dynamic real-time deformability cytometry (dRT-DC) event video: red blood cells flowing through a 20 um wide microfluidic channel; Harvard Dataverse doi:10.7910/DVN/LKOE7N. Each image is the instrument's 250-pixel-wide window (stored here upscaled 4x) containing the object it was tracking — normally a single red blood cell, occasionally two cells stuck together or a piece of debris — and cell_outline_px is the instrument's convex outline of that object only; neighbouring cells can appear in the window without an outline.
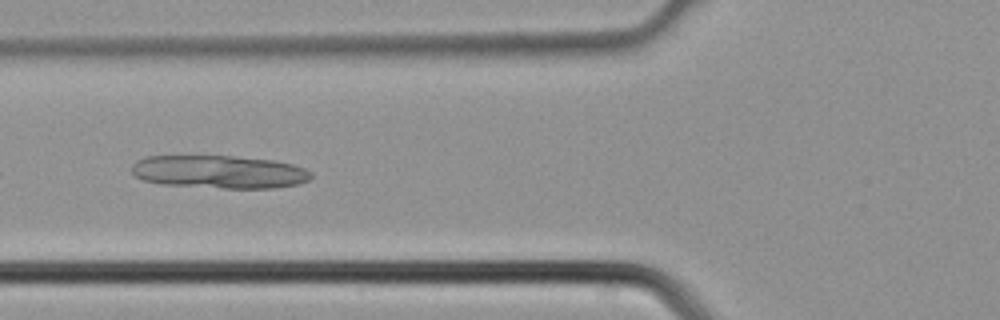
{"species": "common noctule bat (a hibernating species)", "species_latin": "Nyctalus noctula", "temperature_condition": "cold", "stored_images_in_passage": 5, "camera_frame_rate_fps": 3000, "um_per_image_px": 0.085, "animal": {"sex": "male", "body_mass_g": 21.5, "forearm_length_mm": 52.0}, "frame": {"image": 1, "passage_image": 5, "time_ms": 1.333, "image_size_px": [1000, 320], "cell_outline_px": [[312, 176], [308, 180], [296, 184], [276, 188], [224, 188], [160, 184], [144, 180], [136, 176], [132, 172], [132, 164], [136, 160], [148, 156], [232, 156], [272, 160], [292, 164], [304, 168], [312, 172]], "centroid_in_image_um": [18.63, 14.61], "position_along_channel_um": 107.2, "area_um2": 34.45}}